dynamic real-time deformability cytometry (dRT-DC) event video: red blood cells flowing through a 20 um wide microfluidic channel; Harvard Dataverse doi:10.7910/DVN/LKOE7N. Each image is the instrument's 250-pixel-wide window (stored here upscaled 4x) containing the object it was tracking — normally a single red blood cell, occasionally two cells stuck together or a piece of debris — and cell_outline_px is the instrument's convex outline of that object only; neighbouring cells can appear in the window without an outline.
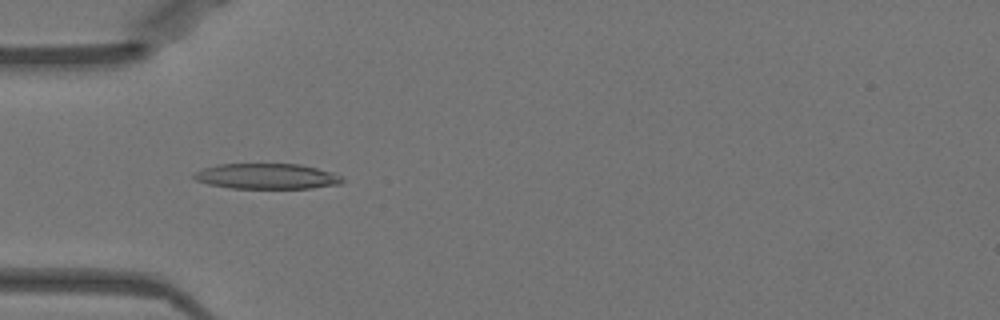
{"species": "Egyptian fruit bat (a non-hibernating species)", "species_latin": "Rousettus aegyptiacus", "temperature_condition": "warm", "stored_images_in_passage": 50, "camera_frame_rate_fps": 3000, "um_per_image_px": 0.085, "animal": {"sex": "female"}, "frame": {"image": 1, "passage_image": 15, "time_ms": 4.667, "image_size_px": [1000, 320], "cell_outline_px": [[344, 180], [340, 184], [312, 188], [232, 188], [208, 184], [196, 180], [192, 176], [196, 172], [204, 168], [216, 164], [300, 164], [332, 172], [340, 176]], "centroid_in_image_um": [22.67, 14.98], "position_along_channel_um": 62.3, "area_um2": 21.91}, "authors_computed_cell_mechanics": {"area_um2": 20.1144, "velocity_mm_per_s": 3.978, "shape_relaxation_time_tau1_ms": 0.2008, "shape_relaxation_time_tau2_ms": null, "deformation_change_tau1": 0.2893, "deformation_change_tau2": null}}